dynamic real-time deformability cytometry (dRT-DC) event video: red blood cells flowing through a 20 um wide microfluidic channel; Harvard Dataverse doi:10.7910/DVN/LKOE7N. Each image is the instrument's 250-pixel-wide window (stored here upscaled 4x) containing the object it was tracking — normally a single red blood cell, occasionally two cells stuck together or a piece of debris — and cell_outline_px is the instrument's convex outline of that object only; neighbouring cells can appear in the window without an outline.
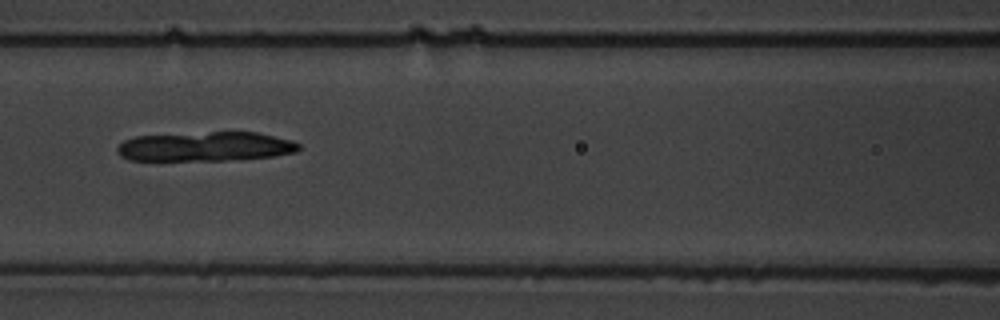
{"species": "common noctule bat (a hibernating species)", "species_latin": "Nyctalus noctula", "temperature_condition": "warm", "stored_images_in_passage": 10, "camera_frame_rate_fps": 3000, "um_per_image_px": 0.085, "animal": {"sex": "male", "body_mass_g": 19.5, "forearm_length_mm": 54.6}, "frame": {"image": 1, "passage_image": 7, "time_ms": 8.0, "image_size_px": [1000, 320], "cell_outline_px": [[300, 148], [296, 152], [272, 156], [224, 160], [128, 160], [120, 156], [116, 152], [116, 148], [124, 140], [136, 136], [212, 132], [256, 132], [292, 140], [300, 144]], "centroid_in_image_um": [17.44, 12.45], "position_along_channel_um": 149.2, "area_um2": 30.98}}